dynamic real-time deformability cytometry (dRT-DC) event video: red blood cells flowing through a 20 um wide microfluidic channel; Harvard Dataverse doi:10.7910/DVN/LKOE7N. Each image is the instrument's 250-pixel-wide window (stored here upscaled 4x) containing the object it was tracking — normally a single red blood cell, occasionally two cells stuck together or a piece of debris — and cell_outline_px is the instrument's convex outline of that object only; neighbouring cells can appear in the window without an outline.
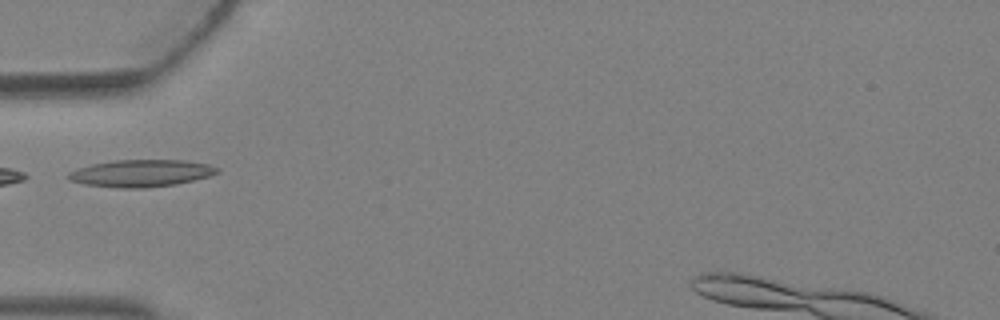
{"species": "Egyptian fruit bat (a non-hibernating species)", "species_latin": "Rousettus aegyptiacus", "temperature_condition": "warm", "stored_images_in_passage": 5, "camera_frame_rate_fps": 3000, "um_per_image_px": 0.085, "animal": {"sex": "female"}, "frame": {"image": 1, "passage_image": 5, "time_ms": 1.333, "image_size_px": [1000, 320], "cell_outline_px": [[220, 172], [208, 176], [176, 184], [144, 188], [116, 188], [88, 184], [68, 180], [64, 176], [68, 172], [76, 168], [92, 164], [116, 160], [184, 160], [208, 164], [220, 168]], "centroid_in_image_um": [11.96, 14.72], "position_along_channel_um": 73.0, "area_um2": 23.58}}